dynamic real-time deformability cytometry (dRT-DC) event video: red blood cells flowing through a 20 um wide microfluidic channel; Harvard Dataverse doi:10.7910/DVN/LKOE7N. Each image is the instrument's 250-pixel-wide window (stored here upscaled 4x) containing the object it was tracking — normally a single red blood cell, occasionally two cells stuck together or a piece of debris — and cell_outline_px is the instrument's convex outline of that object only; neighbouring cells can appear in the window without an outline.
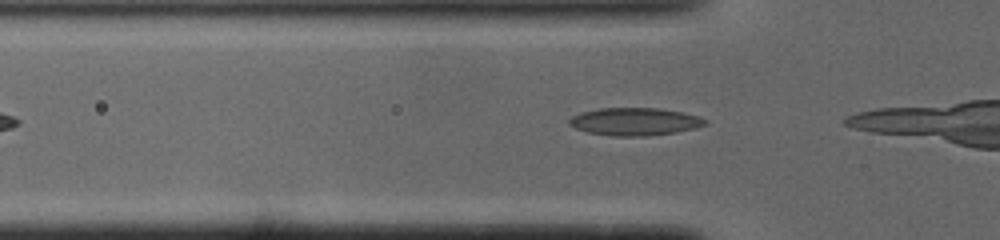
{"species": "common noctule bat (a hibernating species)", "species_latin": "Nyctalus noctula", "temperature_condition": "cold", "stored_images_in_passage": 5, "camera_frame_rate_fps": 3000, "um_per_image_px": 0.085, "animal": {"sex": "male", "body_mass_g": 19.0, "forearm_length_mm": 50.8}, "frame": {"image": 1, "passage_image": 2, "time_ms": 0.333, "image_size_px": [1000, 240], "cell_outline_px": [[708, 124], [696, 128], [676, 132], [644, 136], [612, 136], [588, 132], [576, 128], [568, 124], [568, 120], [572, 116], [580, 112], [600, 108], [660, 108], [700, 116], [708, 120]], "centroid_in_image_um": [53.97, 10.33], "position_along_channel_um": 71.8, "area_um2": 22.02}}